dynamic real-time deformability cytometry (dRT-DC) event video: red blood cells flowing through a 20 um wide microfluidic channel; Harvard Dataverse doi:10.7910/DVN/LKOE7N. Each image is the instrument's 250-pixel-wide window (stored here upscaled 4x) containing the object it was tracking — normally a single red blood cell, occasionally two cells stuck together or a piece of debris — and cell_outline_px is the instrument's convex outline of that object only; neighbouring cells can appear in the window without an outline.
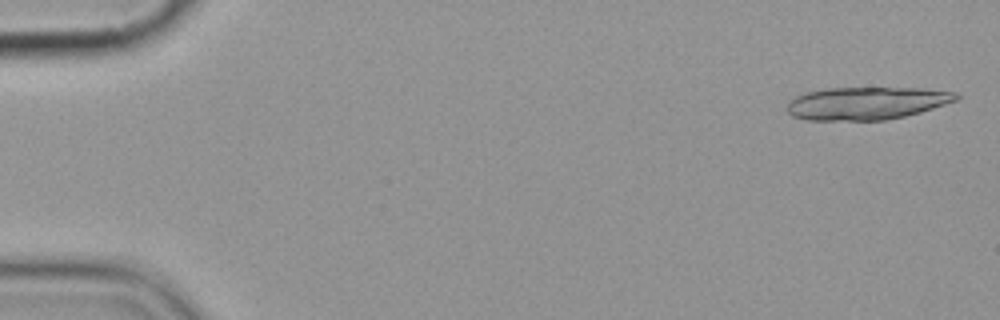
{"species": "common noctule bat (a hibernating species)", "species_latin": "Nyctalus noctula", "temperature_condition": "cold", "stored_images_in_passage": 13, "camera_frame_rate_fps": 3000, "um_per_image_px": 0.085, "animal": {"sex": "female", "body_mass_g": 19.9}, "frame": {"image": 1, "passage_image": 1, "time_ms": 0.0, "image_size_px": [1000, 320], "cell_outline_px": [[960, 100], [920, 112], [904, 116], [884, 120], [808, 120], [792, 116], [788, 112], [788, 104], [796, 96], [808, 92], [828, 88], [924, 88], [956, 92], [960, 96]], "centroid_in_image_um": [73.72, 8.77], "position_along_channel_um": 11.3, "area_um2": 32.19}}
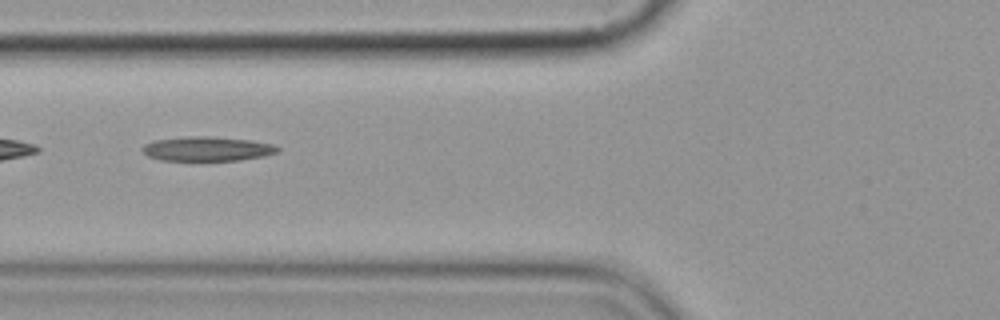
{"frame": {"image": 2, "passage_image": 6, "time_ms": 6.667, "image_size_px": [1000, 320], "cell_outline_px": [[280, 152], [264, 156], [240, 160], [160, 160], [148, 156], [140, 148], [144, 144], [152, 140], [188, 136], [208, 136], [252, 140], [272, 144], [280, 148]], "centroid_in_image_um": [17.61, 12.64], "position_along_channel_um": 108.2, "area_um2": 19.36}, "authors_computed_cell_mechanics": {"area_um2": 19.4786, "velocity_mm_per_s": 3.6097, "shape_relaxation_time_tau1_ms": null, "shape_relaxation_time_tau2_ms": 8.1104, "deformation_change_tau1": null, "deformation_change_tau2": 0.2075}}